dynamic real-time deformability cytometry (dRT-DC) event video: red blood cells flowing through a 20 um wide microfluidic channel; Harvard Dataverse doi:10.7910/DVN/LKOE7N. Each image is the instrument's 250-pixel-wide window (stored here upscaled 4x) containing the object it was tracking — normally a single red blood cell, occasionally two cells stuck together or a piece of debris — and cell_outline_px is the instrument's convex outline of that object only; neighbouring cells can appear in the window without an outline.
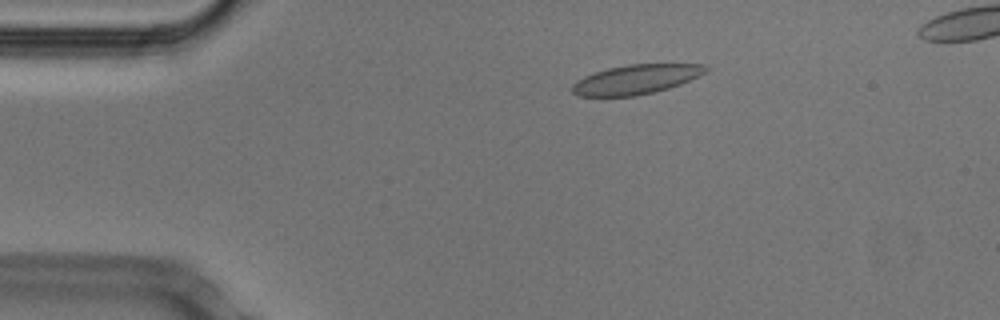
{"species": "Egyptian fruit bat (a non-hibernating species)", "species_latin": "Rousettus aegyptiacus", "temperature_condition": "cold", "stored_images_in_passage": 52, "camera_frame_rate_fps": 3000, "um_per_image_px": 0.085, "animal": {"sex": "male"}, "frame": {"image": 1, "passage_image": 10, "time_ms": 3.0, "image_size_px": [1000, 320], "cell_outline_px": [[712, 68], [680, 84], [668, 88], [636, 96], [576, 96], [572, 92], [572, 84], [576, 80], [584, 76], [608, 68], [628, 64], [704, 64]], "centroid_in_image_um": [54.03, 6.74], "position_along_channel_um": 31.0, "area_um2": 22.77}}
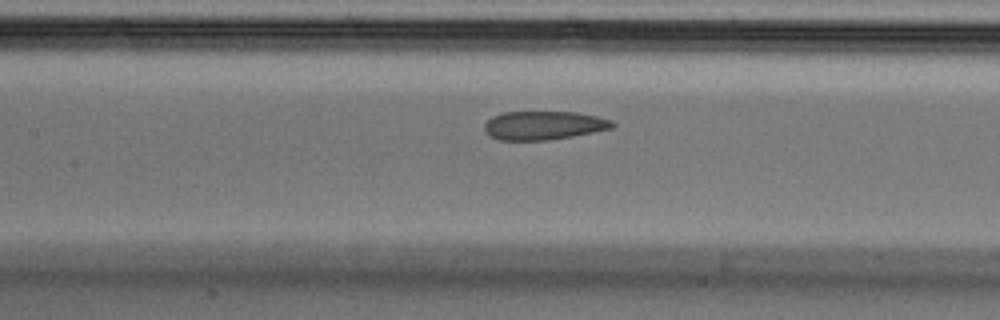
{"frame": {"image": 2, "passage_image": 24, "time_ms": 7.667, "image_size_px": [1000, 320], "cell_outline_px": [[616, 124], [612, 128], [572, 136], [548, 140], [500, 140], [484, 132], [484, 124], [492, 116], [504, 112], [576, 112], [596, 116], [612, 120]], "centroid_in_image_um": [46.2, 10.65], "position_along_channel_um": 161.2, "area_um2": 21.27}}
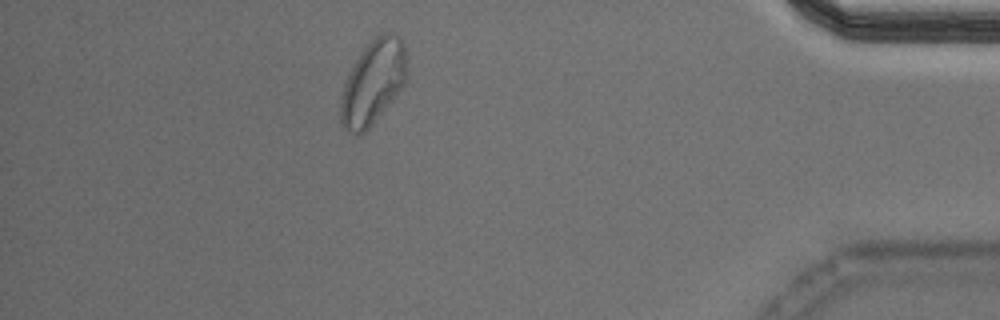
{"frame": {"image": 3, "passage_image": 47, "time_ms": 15.333, "image_size_px": [1000, 320], "cell_outline_px": [[408, 72], [404, 84], [372, 124], [360, 136], [356, 136], [348, 132], [344, 128], [340, 120], [340, 100], [344, 84], [348, 72], [364, 48], [376, 36], [384, 32], [396, 32], [404, 40], [408, 64]], "centroid_in_image_um": [31.72, 6.97], "position_along_channel_um": 403.5, "area_um2": 32.77}}